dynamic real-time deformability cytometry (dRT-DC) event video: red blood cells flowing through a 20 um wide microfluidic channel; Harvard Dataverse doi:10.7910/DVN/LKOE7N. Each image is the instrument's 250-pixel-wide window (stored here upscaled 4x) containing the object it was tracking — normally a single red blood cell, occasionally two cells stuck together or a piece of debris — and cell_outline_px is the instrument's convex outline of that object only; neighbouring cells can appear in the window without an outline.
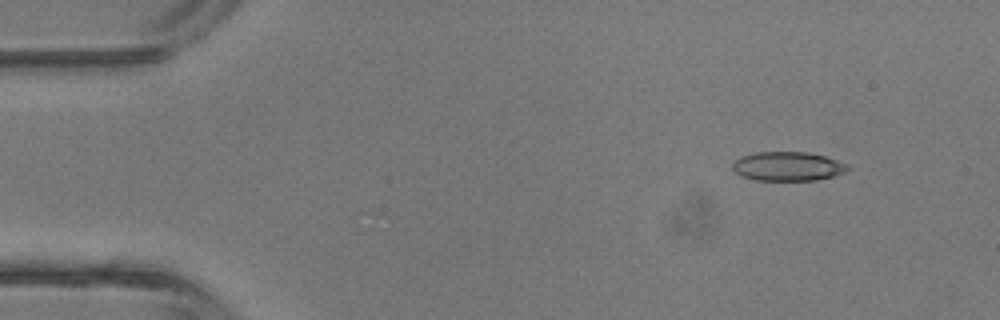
{"species": "common noctule bat (a hibernating species)", "species_latin": "Nyctalus noctula", "temperature_condition": "room temperature", "stored_images_in_passage": 4, "camera_frame_rate_fps": 3000, "um_per_image_px": 0.085, "animal": {"sex": "male", "body_mass_g": 13.3}, "frame": {"image": 1, "passage_image": 2, "time_ms": 1.0, "image_size_px": [1000, 320], "cell_outline_px": [[852, 168], [836, 176], [816, 180], [756, 180], [740, 176], [732, 168], [732, 164], [740, 156], [756, 152], [808, 152], [824, 156], [848, 164]], "centroid_in_image_um": [66.98, 14.14], "position_along_channel_um": 18.0, "area_um2": 19.65}}